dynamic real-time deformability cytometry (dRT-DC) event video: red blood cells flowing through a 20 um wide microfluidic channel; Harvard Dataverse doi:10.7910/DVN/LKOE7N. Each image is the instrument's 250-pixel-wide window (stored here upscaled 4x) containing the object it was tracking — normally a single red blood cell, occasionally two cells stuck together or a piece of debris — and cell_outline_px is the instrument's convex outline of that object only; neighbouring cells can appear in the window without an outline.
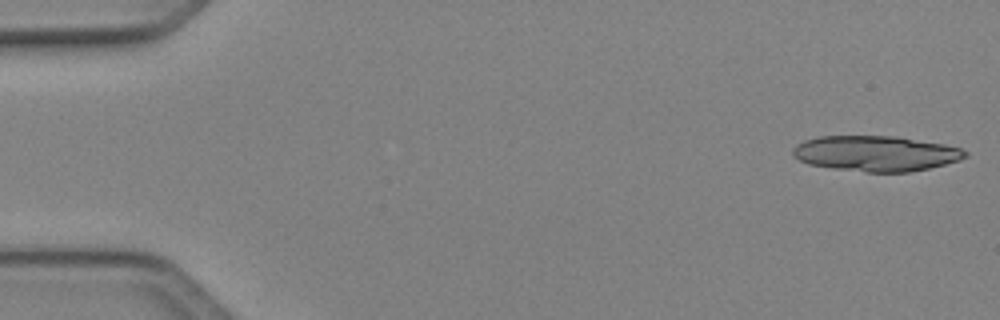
{"species": "Egyptian fruit bat (a non-hibernating species)", "species_latin": "Rousettus aegyptiacus", "temperature_condition": "cold", "stored_images_in_passage": 15, "camera_frame_rate_fps": 3000, "um_per_image_px": 0.085, "animal": {"sex": "female"}, "frame": {"image": 1, "passage_image": 1, "time_ms": 0.0, "image_size_px": [1000, 320], "cell_outline_px": [[968, 156], [944, 164], [928, 168], [908, 172], [868, 172], [832, 168], [808, 164], [792, 156], [792, 148], [796, 144], [804, 140], [820, 136], [896, 136], [944, 144], [960, 148], [968, 152]], "centroid_in_image_um": [74.4, 13.04], "position_along_channel_um": 10.6, "area_um2": 35.55}}